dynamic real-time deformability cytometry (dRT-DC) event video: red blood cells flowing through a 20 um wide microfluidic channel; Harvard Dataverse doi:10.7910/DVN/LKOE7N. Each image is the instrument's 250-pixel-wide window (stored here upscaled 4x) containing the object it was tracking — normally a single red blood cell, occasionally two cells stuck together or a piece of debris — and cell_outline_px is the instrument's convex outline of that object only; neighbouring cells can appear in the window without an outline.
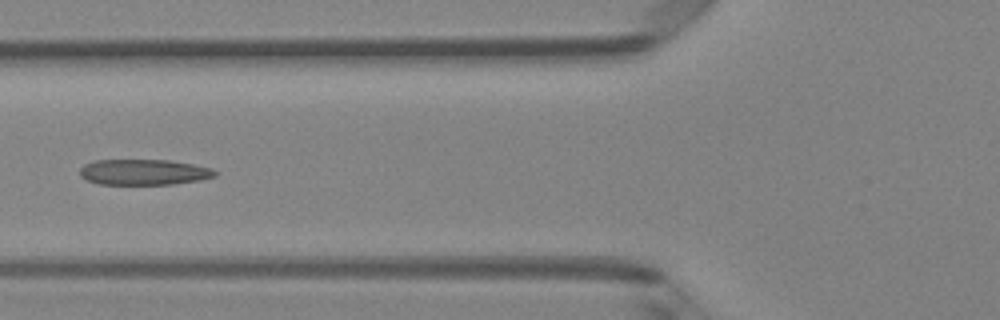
{"species": "Egyptian fruit bat (a non-hibernating species)", "species_latin": "Rousettus aegyptiacus", "temperature_condition": "room temperature", "stored_images_in_passage": 5, "camera_frame_rate_fps": 3000, "um_per_image_px": 0.085, "animal": {"sex": "female"}, "frame": {"image": 1, "passage_image": 4, "time_ms": 1.0, "image_size_px": [1000, 320], "cell_outline_px": [[220, 172], [216, 176], [200, 180], [172, 184], [100, 184], [88, 180], [80, 176], [80, 168], [84, 164], [96, 160], [168, 160], [192, 164], [212, 168]], "centroid_in_image_um": [12.26, 14.63], "position_along_channel_um": 113.5, "area_um2": 20.23}}
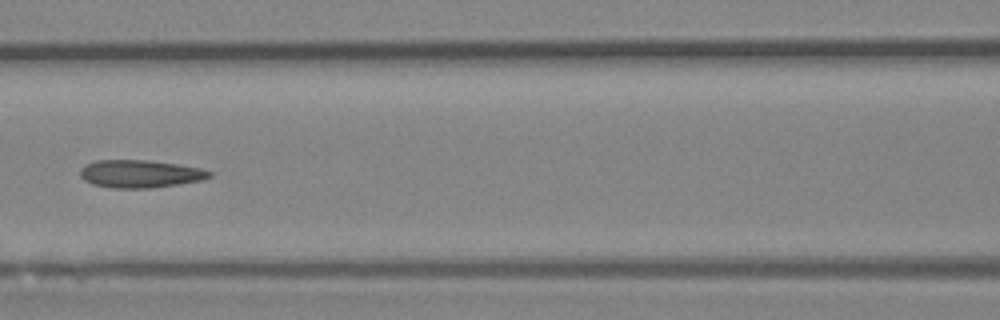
{"frame": {"image": 2, "passage_image": 5, "time_ms": 1.333, "image_size_px": [1000, 320], "cell_outline_px": [[212, 176], [204, 180], [148, 188], [112, 188], [92, 184], [84, 180], [80, 176], [80, 168], [84, 164], [96, 160], [148, 160], [176, 164], [200, 168], [212, 172]], "centroid_in_image_um": [11.87, 14.77], "position_along_channel_um": 154.7, "area_um2": 20.92}}